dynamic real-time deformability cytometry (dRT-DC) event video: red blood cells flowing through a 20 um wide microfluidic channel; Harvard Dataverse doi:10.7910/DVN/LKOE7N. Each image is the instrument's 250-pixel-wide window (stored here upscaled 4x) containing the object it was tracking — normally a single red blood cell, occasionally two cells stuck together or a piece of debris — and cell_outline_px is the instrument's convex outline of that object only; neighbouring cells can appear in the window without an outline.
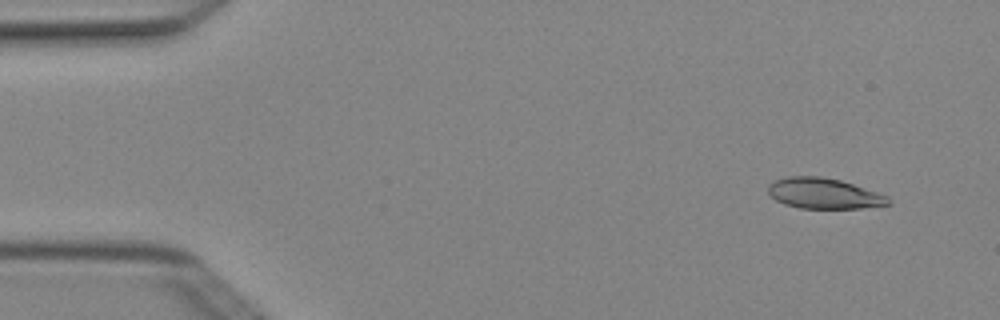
{"species": "Egyptian fruit bat (a non-hibernating species)", "species_latin": "Rousettus aegyptiacus", "temperature_condition": "cold", "stored_images_in_passage": 4, "camera_frame_rate_fps": 3000, "um_per_image_px": 0.085, "animal": {"sex": "female"}, "frame": {"image": 1, "passage_image": 1, "time_ms": 0.0, "image_size_px": [1000, 320], "cell_outline_px": [[892, 204], [860, 208], [800, 208], [784, 204], [776, 200], [768, 192], [768, 184], [776, 180], [788, 176], [820, 176], [840, 180], [888, 196]], "centroid_in_image_um": [70.02, 16.44], "position_along_channel_um": 15.0, "area_um2": 21.27}}
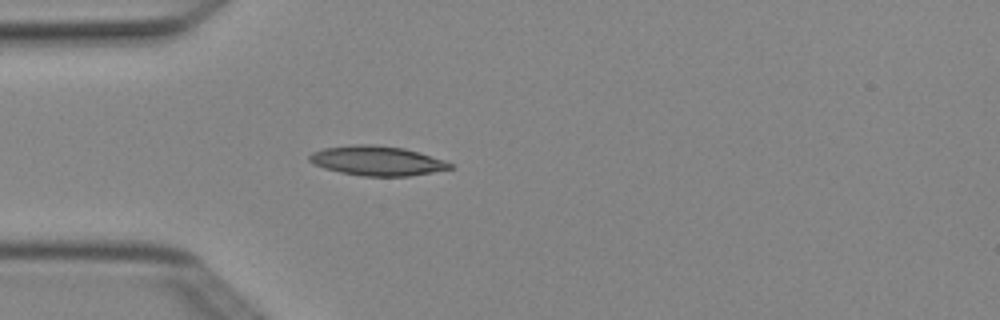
{"frame": {"image": 2, "passage_image": 4, "time_ms": 1.0, "image_size_px": [1000, 320], "cell_outline_px": [[452, 168], [432, 172], [408, 176], [364, 176], [340, 172], [324, 168], [308, 160], [308, 156], [312, 152], [324, 148], [356, 144], [372, 144], [404, 148], [420, 152], [444, 160], [452, 164]], "centroid_in_image_um": [32.05, 13.66], "position_along_channel_um": 53.0, "area_um2": 24.1}}